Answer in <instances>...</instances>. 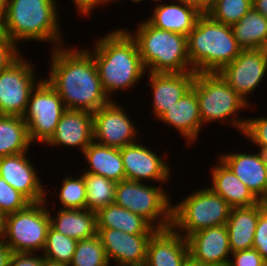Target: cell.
Wrapping results in <instances>:
<instances>
[{"instance_id":"11","label":"cell","mask_w":267,"mask_h":266,"mask_svg":"<svg viewBox=\"0 0 267 266\" xmlns=\"http://www.w3.org/2000/svg\"><path fill=\"white\" fill-rule=\"evenodd\" d=\"M23 56L0 73V115L23 117L31 91L43 79L37 80L34 64Z\"/></svg>"},{"instance_id":"37","label":"cell","mask_w":267,"mask_h":266,"mask_svg":"<svg viewBox=\"0 0 267 266\" xmlns=\"http://www.w3.org/2000/svg\"><path fill=\"white\" fill-rule=\"evenodd\" d=\"M242 135L251 144L267 146V116L247 118Z\"/></svg>"},{"instance_id":"53","label":"cell","mask_w":267,"mask_h":266,"mask_svg":"<svg viewBox=\"0 0 267 266\" xmlns=\"http://www.w3.org/2000/svg\"><path fill=\"white\" fill-rule=\"evenodd\" d=\"M175 1L190 3L194 6V0H175Z\"/></svg>"},{"instance_id":"26","label":"cell","mask_w":267,"mask_h":266,"mask_svg":"<svg viewBox=\"0 0 267 266\" xmlns=\"http://www.w3.org/2000/svg\"><path fill=\"white\" fill-rule=\"evenodd\" d=\"M48 213L51 227L65 236L80 241L97 235L96 212L87 209L59 208L55 216L48 208Z\"/></svg>"},{"instance_id":"42","label":"cell","mask_w":267,"mask_h":266,"mask_svg":"<svg viewBox=\"0 0 267 266\" xmlns=\"http://www.w3.org/2000/svg\"><path fill=\"white\" fill-rule=\"evenodd\" d=\"M74 6L77 10L78 15H82L81 17H87L93 12V9L96 7L99 8L101 5H108L109 3L116 2L114 0H73Z\"/></svg>"},{"instance_id":"15","label":"cell","mask_w":267,"mask_h":266,"mask_svg":"<svg viewBox=\"0 0 267 266\" xmlns=\"http://www.w3.org/2000/svg\"><path fill=\"white\" fill-rule=\"evenodd\" d=\"M155 152L157 151L138 142L120 148L126 179L137 182L150 180L161 182V185L167 183L170 180L171 165Z\"/></svg>"},{"instance_id":"30","label":"cell","mask_w":267,"mask_h":266,"mask_svg":"<svg viewBox=\"0 0 267 266\" xmlns=\"http://www.w3.org/2000/svg\"><path fill=\"white\" fill-rule=\"evenodd\" d=\"M231 27L242 50L260 49L267 36V18L253 7Z\"/></svg>"},{"instance_id":"4","label":"cell","mask_w":267,"mask_h":266,"mask_svg":"<svg viewBox=\"0 0 267 266\" xmlns=\"http://www.w3.org/2000/svg\"><path fill=\"white\" fill-rule=\"evenodd\" d=\"M242 49L232 27L202 13L187 35V55L195 73H218L231 63Z\"/></svg>"},{"instance_id":"33","label":"cell","mask_w":267,"mask_h":266,"mask_svg":"<svg viewBox=\"0 0 267 266\" xmlns=\"http://www.w3.org/2000/svg\"><path fill=\"white\" fill-rule=\"evenodd\" d=\"M77 240L49 228L43 257L51 261L69 265L74 256Z\"/></svg>"},{"instance_id":"45","label":"cell","mask_w":267,"mask_h":266,"mask_svg":"<svg viewBox=\"0 0 267 266\" xmlns=\"http://www.w3.org/2000/svg\"><path fill=\"white\" fill-rule=\"evenodd\" d=\"M252 7L267 18V0H253Z\"/></svg>"},{"instance_id":"8","label":"cell","mask_w":267,"mask_h":266,"mask_svg":"<svg viewBox=\"0 0 267 266\" xmlns=\"http://www.w3.org/2000/svg\"><path fill=\"white\" fill-rule=\"evenodd\" d=\"M124 179L116 183L115 204L143 216L156 229L172 227V199L160 184Z\"/></svg>"},{"instance_id":"18","label":"cell","mask_w":267,"mask_h":266,"mask_svg":"<svg viewBox=\"0 0 267 266\" xmlns=\"http://www.w3.org/2000/svg\"><path fill=\"white\" fill-rule=\"evenodd\" d=\"M188 259L187 239L169 227L157 229L149 239L144 266H184Z\"/></svg>"},{"instance_id":"16","label":"cell","mask_w":267,"mask_h":266,"mask_svg":"<svg viewBox=\"0 0 267 266\" xmlns=\"http://www.w3.org/2000/svg\"><path fill=\"white\" fill-rule=\"evenodd\" d=\"M27 152L0 158V177L31 203L46 200L47 190Z\"/></svg>"},{"instance_id":"29","label":"cell","mask_w":267,"mask_h":266,"mask_svg":"<svg viewBox=\"0 0 267 266\" xmlns=\"http://www.w3.org/2000/svg\"><path fill=\"white\" fill-rule=\"evenodd\" d=\"M31 144L23 117L0 115V158L28 152Z\"/></svg>"},{"instance_id":"49","label":"cell","mask_w":267,"mask_h":266,"mask_svg":"<svg viewBox=\"0 0 267 266\" xmlns=\"http://www.w3.org/2000/svg\"><path fill=\"white\" fill-rule=\"evenodd\" d=\"M43 266H69V265L63 264V263H58L55 261H51V260L45 258L43 260Z\"/></svg>"},{"instance_id":"3","label":"cell","mask_w":267,"mask_h":266,"mask_svg":"<svg viewBox=\"0 0 267 266\" xmlns=\"http://www.w3.org/2000/svg\"><path fill=\"white\" fill-rule=\"evenodd\" d=\"M57 0H7L6 14L0 25L1 36L17 47L21 41H37L53 47L64 42L58 16Z\"/></svg>"},{"instance_id":"1","label":"cell","mask_w":267,"mask_h":266,"mask_svg":"<svg viewBox=\"0 0 267 266\" xmlns=\"http://www.w3.org/2000/svg\"><path fill=\"white\" fill-rule=\"evenodd\" d=\"M52 51L45 80L57 91L68 110L94 113L111 101L102 88L96 63L87 47L77 49L63 45Z\"/></svg>"},{"instance_id":"23","label":"cell","mask_w":267,"mask_h":266,"mask_svg":"<svg viewBox=\"0 0 267 266\" xmlns=\"http://www.w3.org/2000/svg\"><path fill=\"white\" fill-rule=\"evenodd\" d=\"M173 2V3H172ZM153 14L146 19L155 28L187 36L202 12L190 3L171 1L155 4Z\"/></svg>"},{"instance_id":"47","label":"cell","mask_w":267,"mask_h":266,"mask_svg":"<svg viewBox=\"0 0 267 266\" xmlns=\"http://www.w3.org/2000/svg\"><path fill=\"white\" fill-rule=\"evenodd\" d=\"M6 215L0 210V241H3L5 235Z\"/></svg>"},{"instance_id":"25","label":"cell","mask_w":267,"mask_h":266,"mask_svg":"<svg viewBox=\"0 0 267 266\" xmlns=\"http://www.w3.org/2000/svg\"><path fill=\"white\" fill-rule=\"evenodd\" d=\"M263 210L261 201L249 207L231 208L226 223L231 253L253 247L257 221Z\"/></svg>"},{"instance_id":"43","label":"cell","mask_w":267,"mask_h":266,"mask_svg":"<svg viewBox=\"0 0 267 266\" xmlns=\"http://www.w3.org/2000/svg\"><path fill=\"white\" fill-rule=\"evenodd\" d=\"M13 253L11 248L4 241H0V266H9Z\"/></svg>"},{"instance_id":"19","label":"cell","mask_w":267,"mask_h":266,"mask_svg":"<svg viewBox=\"0 0 267 266\" xmlns=\"http://www.w3.org/2000/svg\"><path fill=\"white\" fill-rule=\"evenodd\" d=\"M147 74L153 96V117L157 119L191 89L196 75L194 71Z\"/></svg>"},{"instance_id":"7","label":"cell","mask_w":267,"mask_h":266,"mask_svg":"<svg viewBox=\"0 0 267 266\" xmlns=\"http://www.w3.org/2000/svg\"><path fill=\"white\" fill-rule=\"evenodd\" d=\"M231 206L208 186L192 191L191 194L172 205V227L187 238L189 235L225 225Z\"/></svg>"},{"instance_id":"46","label":"cell","mask_w":267,"mask_h":266,"mask_svg":"<svg viewBox=\"0 0 267 266\" xmlns=\"http://www.w3.org/2000/svg\"><path fill=\"white\" fill-rule=\"evenodd\" d=\"M255 147L260 148L256 153L262 163L267 167V146L255 145Z\"/></svg>"},{"instance_id":"38","label":"cell","mask_w":267,"mask_h":266,"mask_svg":"<svg viewBox=\"0 0 267 266\" xmlns=\"http://www.w3.org/2000/svg\"><path fill=\"white\" fill-rule=\"evenodd\" d=\"M228 266H267V262L254 249H246L231 254Z\"/></svg>"},{"instance_id":"21","label":"cell","mask_w":267,"mask_h":266,"mask_svg":"<svg viewBox=\"0 0 267 266\" xmlns=\"http://www.w3.org/2000/svg\"><path fill=\"white\" fill-rule=\"evenodd\" d=\"M156 120L175 128L187 140L186 146L189 145L188 147H190L198 140L203 127L199 113V101L195 91L191 88Z\"/></svg>"},{"instance_id":"39","label":"cell","mask_w":267,"mask_h":266,"mask_svg":"<svg viewBox=\"0 0 267 266\" xmlns=\"http://www.w3.org/2000/svg\"><path fill=\"white\" fill-rule=\"evenodd\" d=\"M252 248L256 249L267 262V212L265 210L259 214Z\"/></svg>"},{"instance_id":"55","label":"cell","mask_w":267,"mask_h":266,"mask_svg":"<svg viewBox=\"0 0 267 266\" xmlns=\"http://www.w3.org/2000/svg\"><path fill=\"white\" fill-rule=\"evenodd\" d=\"M153 2H157V3H161V1L163 2V0H152ZM173 1V0H172Z\"/></svg>"},{"instance_id":"51","label":"cell","mask_w":267,"mask_h":266,"mask_svg":"<svg viewBox=\"0 0 267 266\" xmlns=\"http://www.w3.org/2000/svg\"><path fill=\"white\" fill-rule=\"evenodd\" d=\"M260 50L267 55V36H266L265 41L263 42Z\"/></svg>"},{"instance_id":"13","label":"cell","mask_w":267,"mask_h":266,"mask_svg":"<svg viewBox=\"0 0 267 266\" xmlns=\"http://www.w3.org/2000/svg\"><path fill=\"white\" fill-rule=\"evenodd\" d=\"M221 77L248 104V95L260 86L267 73V55L260 49L241 50L239 55L220 72Z\"/></svg>"},{"instance_id":"52","label":"cell","mask_w":267,"mask_h":266,"mask_svg":"<svg viewBox=\"0 0 267 266\" xmlns=\"http://www.w3.org/2000/svg\"><path fill=\"white\" fill-rule=\"evenodd\" d=\"M264 210L267 212V196L261 200Z\"/></svg>"},{"instance_id":"9","label":"cell","mask_w":267,"mask_h":266,"mask_svg":"<svg viewBox=\"0 0 267 266\" xmlns=\"http://www.w3.org/2000/svg\"><path fill=\"white\" fill-rule=\"evenodd\" d=\"M48 199L30 203L26 208L6 216L3 241L14 253L43 252L51 227Z\"/></svg>"},{"instance_id":"6","label":"cell","mask_w":267,"mask_h":266,"mask_svg":"<svg viewBox=\"0 0 267 266\" xmlns=\"http://www.w3.org/2000/svg\"><path fill=\"white\" fill-rule=\"evenodd\" d=\"M191 88L198 97L203 126L219 121L229 126L231 124L240 134L243 133L247 118H240L239 112L251 106L219 73H196Z\"/></svg>"},{"instance_id":"22","label":"cell","mask_w":267,"mask_h":266,"mask_svg":"<svg viewBox=\"0 0 267 266\" xmlns=\"http://www.w3.org/2000/svg\"><path fill=\"white\" fill-rule=\"evenodd\" d=\"M218 157L260 201L267 196V167L256 152H227Z\"/></svg>"},{"instance_id":"27","label":"cell","mask_w":267,"mask_h":266,"mask_svg":"<svg viewBox=\"0 0 267 266\" xmlns=\"http://www.w3.org/2000/svg\"><path fill=\"white\" fill-rule=\"evenodd\" d=\"M81 155L89 165V169L84 168L83 172L100 175L116 183L126 179L119 148L103 146L93 141Z\"/></svg>"},{"instance_id":"34","label":"cell","mask_w":267,"mask_h":266,"mask_svg":"<svg viewBox=\"0 0 267 266\" xmlns=\"http://www.w3.org/2000/svg\"><path fill=\"white\" fill-rule=\"evenodd\" d=\"M65 176L59 189L58 202L62 209H86V185L82 175ZM63 206V207H62Z\"/></svg>"},{"instance_id":"14","label":"cell","mask_w":267,"mask_h":266,"mask_svg":"<svg viewBox=\"0 0 267 266\" xmlns=\"http://www.w3.org/2000/svg\"><path fill=\"white\" fill-rule=\"evenodd\" d=\"M106 256L116 266H144L147 245L153 234H127L113 228H97Z\"/></svg>"},{"instance_id":"35","label":"cell","mask_w":267,"mask_h":266,"mask_svg":"<svg viewBox=\"0 0 267 266\" xmlns=\"http://www.w3.org/2000/svg\"><path fill=\"white\" fill-rule=\"evenodd\" d=\"M252 8V0H216L207 11L214 20L232 26Z\"/></svg>"},{"instance_id":"2","label":"cell","mask_w":267,"mask_h":266,"mask_svg":"<svg viewBox=\"0 0 267 266\" xmlns=\"http://www.w3.org/2000/svg\"><path fill=\"white\" fill-rule=\"evenodd\" d=\"M92 48L88 51L93 55L102 88L110 100L114 92L133 89L147 73L135 40L124 28L106 33Z\"/></svg>"},{"instance_id":"41","label":"cell","mask_w":267,"mask_h":266,"mask_svg":"<svg viewBox=\"0 0 267 266\" xmlns=\"http://www.w3.org/2000/svg\"><path fill=\"white\" fill-rule=\"evenodd\" d=\"M43 255L36 253H13L9 266H43Z\"/></svg>"},{"instance_id":"12","label":"cell","mask_w":267,"mask_h":266,"mask_svg":"<svg viewBox=\"0 0 267 266\" xmlns=\"http://www.w3.org/2000/svg\"><path fill=\"white\" fill-rule=\"evenodd\" d=\"M116 102L111 100L93 113V138L97 144L120 149L137 142L139 130Z\"/></svg>"},{"instance_id":"32","label":"cell","mask_w":267,"mask_h":266,"mask_svg":"<svg viewBox=\"0 0 267 266\" xmlns=\"http://www.w3.org/2000/svg\"><path fill=\"white\" fill-rule=\"evenodd\" d=\"M69 266H111L98 235L77 242Z\"/></svg>"},{"instance_id":"24","label":"cell","mask_w":267,"mask_h":266,"mask_svg":"<svg viewBox=\"0 0 267 266\" xmlns=\"http://www.w3.org/2000/svg\"><path fill=\"white\" fill-rule=\"evenodd\" d=\"M217 164L211 167L209 188L222 197L232 208L249 207L260 200L253 192L217 157Z\"/></svg>"},{"instance_id":"48","label":"cell","mask_w":267,"mask_h":266,"mask_svg":"<svg viewBox=\"0 0 267 266\" xmlns=\"http://www.w3.org/2000/svg\"><path fill=\"white\" fill-rule=\"evenodd\" d=\"M7 0H0V25L3 23L6 14Z\"/></svg>"},{"instance_id":"17","label":"cell","mask_w":267,"mask_h":266,"mask_svg":"<svg viewBox=\"0 0 267 266\" xmlns=\"http://www.w3.org/2000/svg\"><path fill=\"white\" fill-rule=\"evenodd\" d=\"M186 239L189 257L195 262L211 266H228L232 253L226 224L203 229Z\"/></svg>"},{"instance_id":"28","label":"cell","mask_w":267,"mask_h":266,"mask_svg":"<svg viewBox=\"0 0 267 266\" xmlns=\"http://www.w3.org/2000/svg\"><path fill=\"white\" fill-rule=\"evenodd\" d=\"M96 216L97 228H113L127 234H153L157 230L143 216L115 203L100 209Z\"/></svg>"},{"instance_id":"20","label":"cell","mask_w":267,"mask_h":266,"mask_svg":"<svg viewBox=\"0 0 267 266\" xmlns=\"http://www.w3.org/2000/svg\"><path fill=\"white\" fill-rule=\"evenodd\" d=\"M94 141L93 113L83 110H68L63 113L51 138L45 143L49 147L64 145L79 147L82 153Z\"/></svg>"},{"instance_id":"44","label":"cell","mask_w":267,"mask_h":266,"mask_svg":"<svg viewBox=\"0 0 267 266\" xmlns=\"http://www.w3.org/2000/svg\"><path fill=\"white\" fill-rule=\"evenodd\" d=\"M216 0H194V6L197 7L202 13L207 11L215 4Z\"/></svg>"},{"instance_id":"50","label":"cell","mask_w":267,"mask_h":266,"mask_svg":"<svg viewBox=\"0 0 267 266\" xmlns=\"http://www.w3.org/2000/svg\"><path fill=\"white\" fill-rule=\"evenodd\" d=\"M184 266H211V265H206V264L195 262L189 257V259L186 261Z\"/></svg>"},{"instance_id":"40","label":"cell","mask_w":267,"mask_h":266,"mask_svg":"<svg viewBox=\"0 0 267 266\" xmlns=\"http://www.w3.org/2000/svg\"><path fill=\"white\" fill-rule=\"evenodd\" d=\"M21 55L20 48L3 36L0 37V73Z\"/></svg>"},{"instance_id":"31","label":"cell","mask_w":267,"mask_h":266,"mask_svg":"<svg viewBox=\"0 0 267 266\" xmlns=\"http://www.w3.org/2000/svg\"><path fill=\"white\" fill-rule=\"evenodd\" d=\"M86 185V209L98 212L115 202L116 182L103 176L82 172Z\"/></svg>"},{"instance_id":"5","label":"cell","mask_w":267,"mask_h":266,"mask_svg":"<svg viewBox=\"0 0 267 266\" xmlns=\"http://www.w3.org/2000/svg\"><path fill=\"white\" fill-rule=\"evenodd\" d=\"M137 26L134 32L125 30L135 40L147 72L192 71L187 55V36L155 28L147 20H142Z\"/></svg>"},{"instance_id":"10","label":"cell","mask_w":267,"mask_h":266,"mask_svg":"<svg viewBox=\"0 0 267 266\" xmlns=\"http://www.w3.org/2000/svg\"><path fill=\"white\" fill-rule=\"evenodd\" d=\"M66 109L57 91L43 77L31 91L23 116L31 143L36 141L45 144L53 135Z\"/></svg>"},{"instance_id":"36","label":"cell","mask_w":267,"mask_h":266,"mask_svg":"<svg viewBox=\"0 0 267 266\" xmlns=\"http://www.w3.org/2000/svg\"><path fill=\"white\" fill-rule=\"evenodd\" d=\"M31 202L0 177V210L7 216L26 208Z\"/></svg>"},{"instance_id":"54","label":"cell","mask_w":267,"mask_h":266,"mask_svg":"<svg viewBox=\"0 0 267 266\" xmlns=\"http://www.w3.org/2000/svg\"><path fill=\"white\" fill-rule=\"evenodd\" d=\"M117 1V0H116ZM132 1L133 3L137 4V3H141L143 0H130Z\"/></svg>"}]
</instances>
